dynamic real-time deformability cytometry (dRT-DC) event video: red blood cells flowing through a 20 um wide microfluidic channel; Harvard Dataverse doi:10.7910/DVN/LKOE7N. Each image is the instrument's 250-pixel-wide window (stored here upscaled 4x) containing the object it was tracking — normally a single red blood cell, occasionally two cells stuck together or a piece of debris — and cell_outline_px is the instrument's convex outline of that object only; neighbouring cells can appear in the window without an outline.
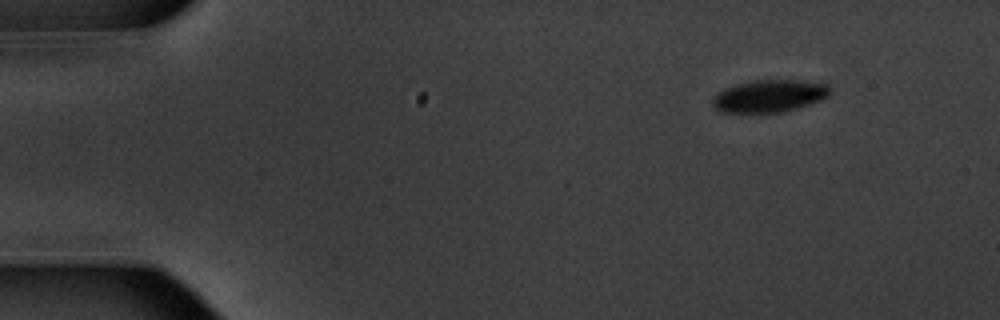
{"species": "common noctule bat (a hibernating species)", "species_latin": "Nyctalus noctula", "temperature_condition": "warm", "stored_images_in_passage": 7, "camera_frame_rate_fps": 3000, "um_per_image_px": 0.085, "animal": {"sex": "male", "body_mass_g": 20.1, "forearm_length_mm": 53.5}, "frame": {"image": 1, "passage_image": 2, "time_ms": 0.333, "image_size_px": [1000, 320], "cell_outline_px": [[832, 88], [828, 96], [820, 100], [784, 112], [724, 112], [716, 108], [712, 104], [712, 100], [724, 88], [736, 84], [756, 80], [796, 80], [828, 84]], "centroid_in_image_um": [65.43, 8.15], "position_along_channel_um": 19.6, "area_um2": 21.85}}